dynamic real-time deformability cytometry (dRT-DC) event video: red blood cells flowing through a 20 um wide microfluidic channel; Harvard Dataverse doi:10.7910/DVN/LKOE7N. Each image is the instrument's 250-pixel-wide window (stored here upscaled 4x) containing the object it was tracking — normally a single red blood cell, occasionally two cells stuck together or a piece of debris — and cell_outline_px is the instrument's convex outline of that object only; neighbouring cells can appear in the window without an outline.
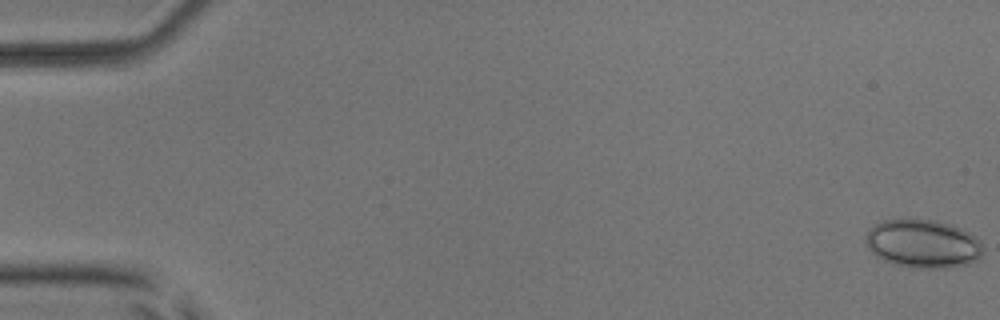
{"species": "common noctule bat (a hibernating species)", "species_latin": "Nyctalus noctula", "temperature_condition": "room temperature", "stored_images_in_passage": 44, "camera_frame_rate_fps": 3000, "um_per_image_px": 0.085, "animal": {"sex": "male", "body_mass_g": 17.9, "forearm_length_mm": 54.2}, "frame": {"image": 1, "passage_image": 1, "time_ms": 0.0, "image_size_px": [1000, 320], "cell_outline_px": [[980, 256], [976, 260], [964, 264], [940, 268], [920, 268], [892, 264], [876, 256], [868, 248], [868, 232], [880, 220], [900, 216], [916, 216], [936, 220], [960, 228], [976, 236], [980, 240]], "centroid_in_image_um": [78.4, 20.65], "position_along_channel_um": 6.6, "area_um2": 33.35}}
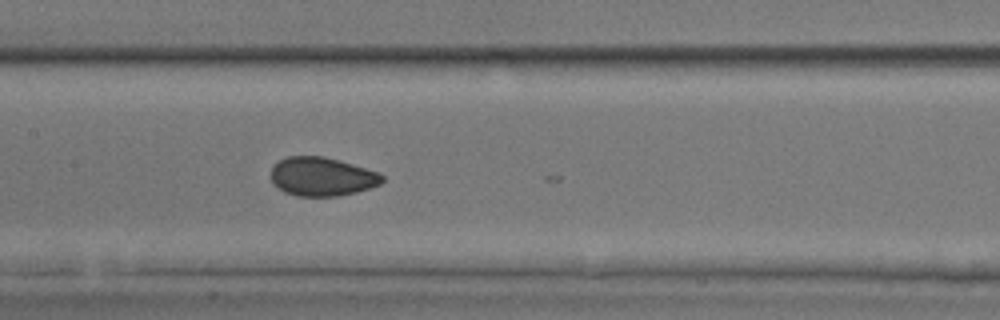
{"frame": {"image": 2, "passage_image": 27, "time_ms": 8.667, "image_size_px": [1000, 320], "cell_outline_px": [[384, 180], [380, 184], [356, 192], [336, 196], [296, 196], [284, 192], [276, 188], [272, 184], [272, 168], [280, 160], [288, 156], [324, 156], [380, 172], [384, 176]], "centroid_in_image_um": [27.36, 15.02], "position_along_channel_um": 180.0, "area_um2": 25.14}}
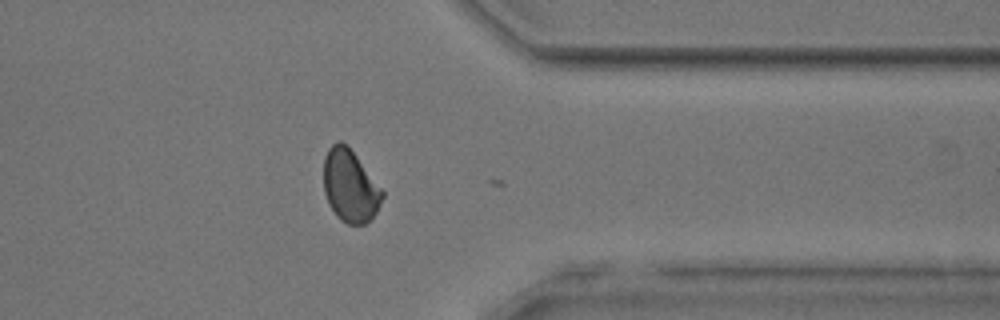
{"frame": {"image": 3, "passage_image": 43, "time_ms": 14.0, "image_size_px": [1000, 320], "cell_outline_px": [[384, 196], [376, 212], [364, 224], [348, 224], [340, 220], [336, 216], [328, 204], [324, 192], [324, 156], [328, 148], [332, 144], [340, 140], [348, 144], [384, 192]], "centroid_in_image_um": [29.73, 15.78], "position_along_channel_um": 381.7, "area_um2": 24.85}, "authors_computed_cell_mechanics": {"area_um2": 25.9522, "velocity_mm_per_s": 3.9264, "shape_relaxation_time_tau1_ms": 6.9625, "shape_relaxation_time_tau2_ms": 0.87, "deformation_change_tau1": 0.1017, "deformation_change_tau2": 0.0543}}